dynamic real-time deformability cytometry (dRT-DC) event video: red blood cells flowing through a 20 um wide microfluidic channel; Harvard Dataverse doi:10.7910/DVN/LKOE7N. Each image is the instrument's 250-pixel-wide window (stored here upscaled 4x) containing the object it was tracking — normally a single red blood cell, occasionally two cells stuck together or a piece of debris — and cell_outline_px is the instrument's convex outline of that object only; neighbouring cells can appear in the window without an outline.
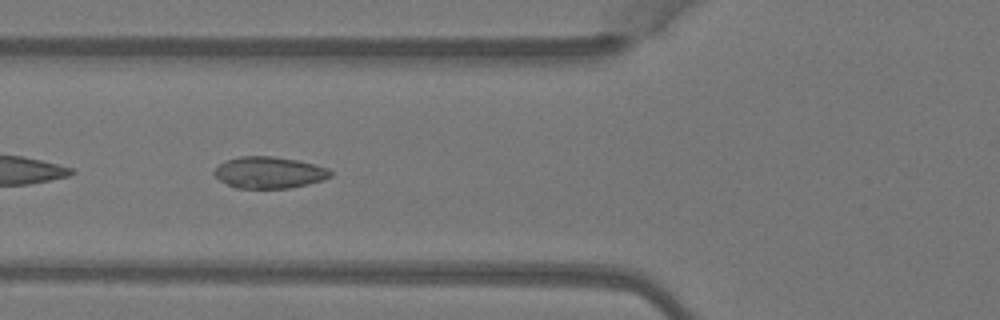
{"species": "Egyptian fruit bat (a non-hibernating species)", "species_latin": "Rousettus aegyptiacus", "temperature_condition": "warm", "stored_images_in_passage": 7, "camera_frame_rate_fps": 3000, "um_per_image_px": 0.085, "animal": {"sex": "female"}, "frame": {"image": 1, "passage_image": 5, "time_ms": 1.333, "image_size_px": [1000, 320], "cell_outline_px": [[332, 176], [324, 180], [308, 184], [288, 188], [236, 188], [220, 180], [212, 172], [220, 164], [228, 160], [240, 156], [272, 156], [296, 160], [328, 168], [332, 172]], "centroid_in_image_um": [22.89, 14.67], "position_along_channel_um": 102.9, "area_um2": 21.21}}
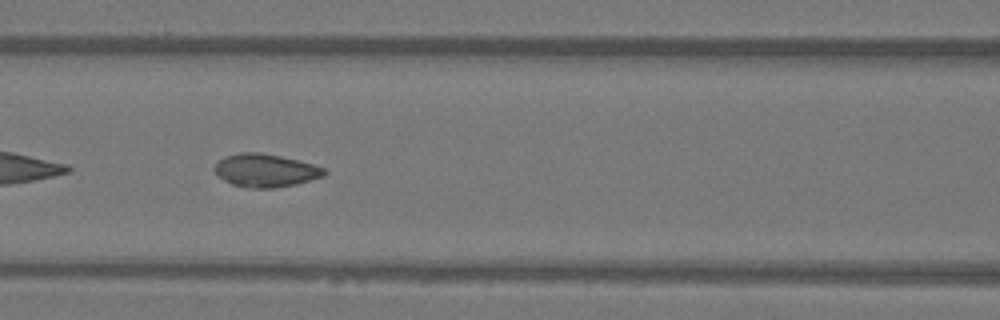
{"frame": {"image": 2, "passage_image": 6, "time_ms": 1.667, "image_size_px": [1000, 320], "cell_outline_px": [[328, 172], [324, 176], [296, 184], [272, 188], [248, 188], [232, 184], [216, 176], [212, 168], [224, 156], [240, 152], [260, 152], [280, 156], [312, 164], [324, 168]], "centroid_in_image_um": [22.52, 14.49], "position_along_channel_um": 144.1, "area_um2": 21.21}}
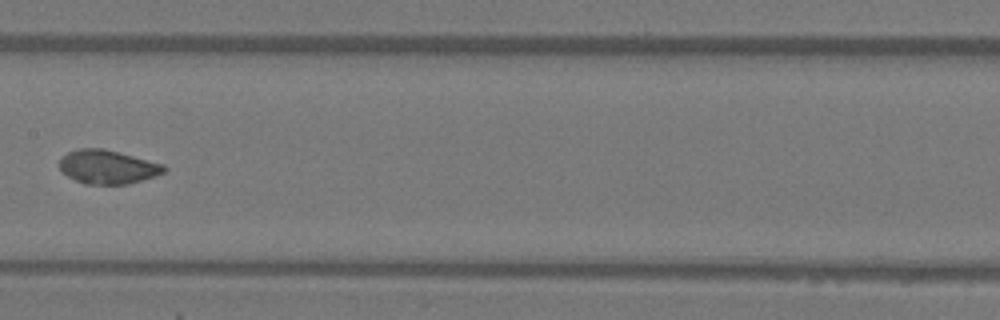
{"frame": {"image": 3, "passage_image": 7, "time_ms": 2.0, "image_size_px": [1000, 320], "cell_outline_px": [[168, 168], [164, 172], [128, 184], [84, 184], [68, 176], [60, 168], [60, 160], [68, 152], [80, 148], [104, 148], [164, 164]], "centroid_in_image_um": [9.16, 14.18], "position_along_channel_um": 198.2, "area_um2": 20.35}}